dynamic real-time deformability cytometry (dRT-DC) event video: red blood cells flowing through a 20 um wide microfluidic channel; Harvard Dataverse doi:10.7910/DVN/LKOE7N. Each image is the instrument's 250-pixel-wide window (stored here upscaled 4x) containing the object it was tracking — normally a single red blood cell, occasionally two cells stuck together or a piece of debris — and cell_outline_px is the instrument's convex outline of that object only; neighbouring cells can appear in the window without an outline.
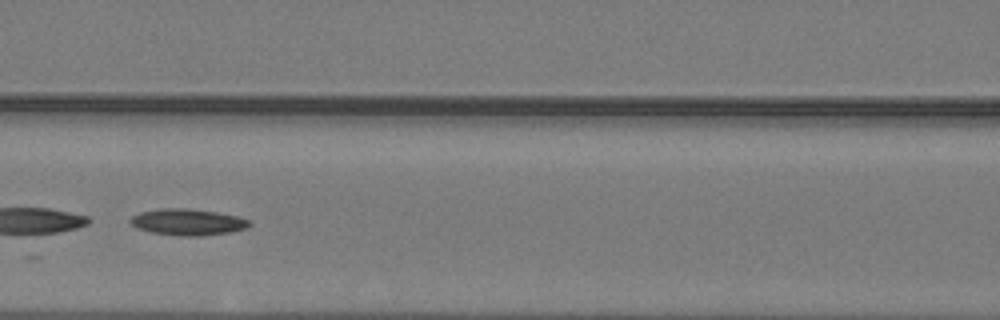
{"species": "common noctule bat (a hibernating species)", "species_latin": "Nyctalus noctula", "temperature_condition": "warm", "stored_images_in_passage": 34, "camera_frame_rate_fps": 3000, "um_per_image_px": 0.085, "animal": {"sex": "male", "body_mass_g": 19.2, "forearm_length_mm": 51.8}, "frame": {"image": 1, "passage_image": 9, "time_ms": 2.667, "image_size_px": [1000, 320], "cell_outline_px": [[252, 224], [244, 228], [232, 232], [200, 236], [184, 236], [152, 232], [136, 228], [128, 220], [132, 216], [140, 212], [156, 208], [188, 208], [216, 212], [236, 216], [248, 220]], "centroid_in_image_um": [15.92, 18.86], "position_along_channel_um": 150.7, "area_um2": 18.26}}